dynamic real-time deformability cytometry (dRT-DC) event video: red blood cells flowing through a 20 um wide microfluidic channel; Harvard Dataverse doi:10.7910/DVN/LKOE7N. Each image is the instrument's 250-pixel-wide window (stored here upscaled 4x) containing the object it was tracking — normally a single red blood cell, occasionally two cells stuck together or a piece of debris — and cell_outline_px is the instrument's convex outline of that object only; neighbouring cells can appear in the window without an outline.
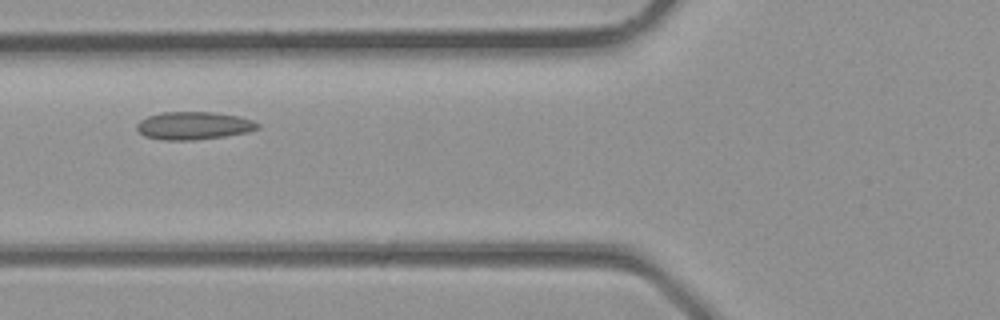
{"species": "common noctule bat (a hibernating species)", "species_latin": "Nyctalus noctula", "temperature_condition": "room temperature", "stored_images_in_passage": 5, "camera_frame_rate_fps": 3000, "um_per_image_px": 0.085, "animal": {"sex": "male", "body_mass_g": 23.1, "forearm_length_mm": 52.7}, "frame": {"image": 1, "passage_image": 5, "time_ms": 1.333, "image_size_px": [1000, 320], "cell_outline_px": [[260, 128], [248, 132], [224, 136], [192, 140], [164, 140], [144, 136], [136, 128], [136, 124], [140, 120], [148, 116], [160, 112], [212, 112], [240, 116], [252, 120], [260, 124]], "centroid_in_image_um": [16.47, 10.67], "position_along_channel_um": 109.3, "area_um2": 19.65}}